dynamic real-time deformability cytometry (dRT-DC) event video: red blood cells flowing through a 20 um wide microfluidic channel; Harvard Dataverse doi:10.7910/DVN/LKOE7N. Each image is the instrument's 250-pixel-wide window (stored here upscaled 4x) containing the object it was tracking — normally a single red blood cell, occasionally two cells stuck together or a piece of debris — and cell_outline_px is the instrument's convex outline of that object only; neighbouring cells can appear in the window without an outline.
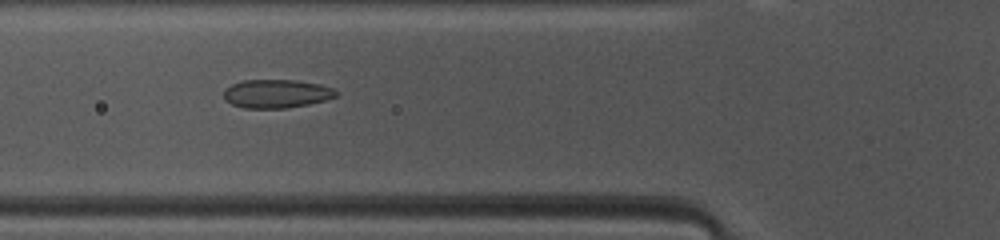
{"species": "common noctule bat (a hibernating species)", "species_latin": "Nyctalus noctula", "temperature_condition": "warm", "stored_images_in_passage": 46, "camera_frame_rate_fps": 3000, "um_per_image_px": 0.085, "animal": {"sex": "female", "body_mass_g": 10.0, "forearm_length_mm": 53.1}, "frame": {"image": 1, "passage_image": 15, "time_ms": 4.667, "image_size_px": [1000, 240], "cell_outline_px": [[340, 92], [336, 96], [324, 100], [308, 104], [284, 108], [244, 108], [232, 104], [224, 100], [224, 88], [232, 84], [244, 80], [296, 80], [320, 84], [332, 88]], "centroid_in_image_um": [23.49, 7.96], "position_along_channel_um": 102.3, "area_um2": 18.67}}
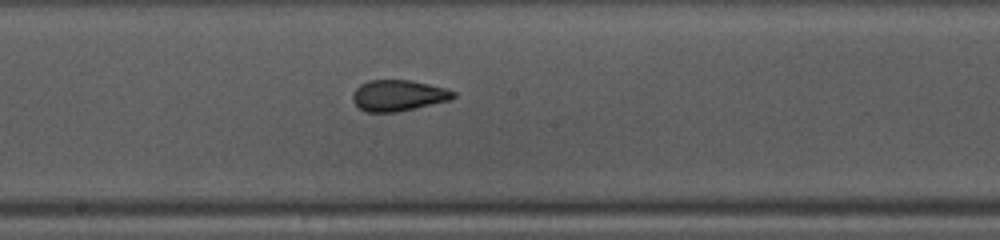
{"frame": {"image": 2, "passage_image": 23, "time_ms": 7.333, "image_size_px": [1000, 240], "cell_outline_px": [[456, 96], [448, 100], [396, 112], [368, 112], [360, 108], [352, 100], [352, 92], [360, 84], [368, 80], [412, 80], [444, 88], [456, 92]], "centroid_in_image_um": [33.81, 8.1], "position_along_channel_um": 214.4, "area_um2": 18.03}}
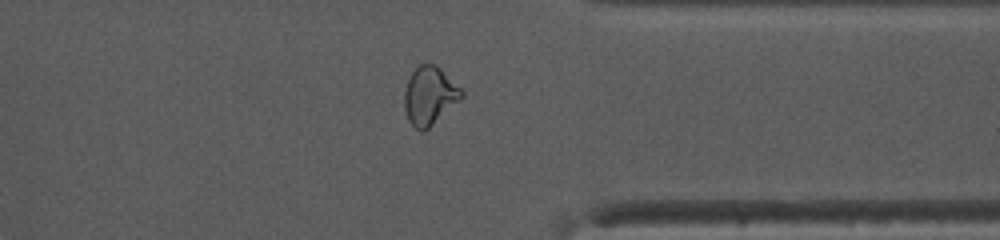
{"frame": {"image": 3, "passage_image": 35, "time_ms": 11.333, "image_size_px": [1000, 240], "cell_outline_px": [[464, 96], [460, 100], [424, 132], [420, 132], [408, 120], [404, 108], [404, 92], [408, 80], [412, 72], [420, 64], [436, 64], [464, 92]], "centroid_in_image_um": [36.5, 8.15], "position_along_channel_um": 374.9, "area_um2": 19.25}, "authors_computed_cell_mechanics": {"area_um2": 19.4497, "velocity_mm_per_s": 4.1767, "shape_relaxation_time_tau1_ms": null, "shape_relaxation_time_tau2_ms": 1.1372, "deformation_change_tau1": null, "deformation_change_tau2": 0.068}}